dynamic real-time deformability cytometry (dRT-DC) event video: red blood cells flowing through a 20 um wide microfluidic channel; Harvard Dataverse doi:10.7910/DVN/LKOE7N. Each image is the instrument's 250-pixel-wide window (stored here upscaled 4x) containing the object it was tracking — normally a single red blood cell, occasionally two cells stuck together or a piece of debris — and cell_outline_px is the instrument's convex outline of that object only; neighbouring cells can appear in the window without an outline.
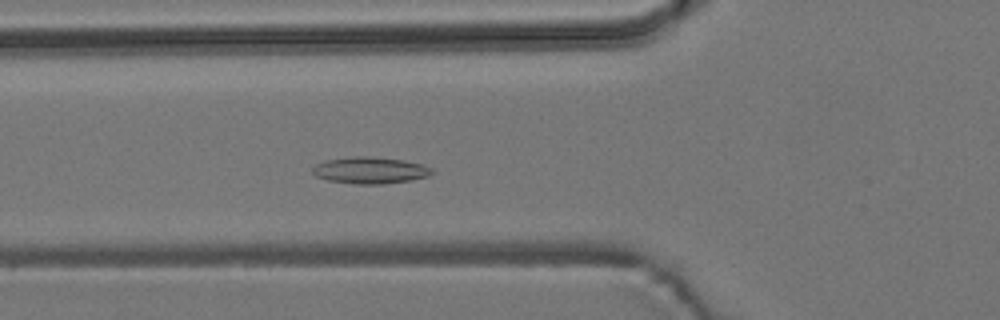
{"species": "common noctule bat (a hibernating species)", "species_latin": "Nyctalus noctula", "temperature_condition": "room temperature", "stored_images_in_passage": 50, "camera_frame_rate_fps": 3000, "um_per_image_px": 0.085, "animal": {"sex": "male", "body_mass_g": 19.2, "forearm_length_mm": 51.8}, "frame": {"image": 1, "passage_image": 14, "time_ms": 4.333, "image_size_px": [1000, 320], "cell_outline_px": [[436, 172], [428, 176], [412, 180], [384, 184], [352, 184], [328, 180], [316, 176], [312, 172], [312, 168], [316, 164], [328, 160], [352, 156], [368, 156], [404, 160], [424, 164], [432, 168]], "centroid_in_image_um": [31.51, 14.48], "position_along_channel_um": 94.3, "area_um2": 18.73}}
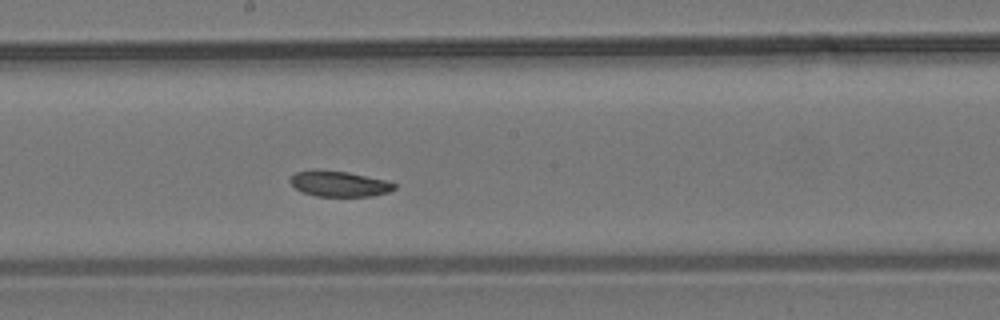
{"frame": {"image": 2, "passage_image": 24, "time_ms": 7.667, "image_size_px": [1000, 320], "cell_outline_px": [[396, 188], [388, 192], [372, 196], [316, 196], [300, 192], [288, 180], [296, 172], [316, 168], [348, 172], [388, 180], [396, 184]], "centroid_in_image_um": [28.82, 15.6], "position_along_channel_um": 219.4, "area_um2": 15.84}}
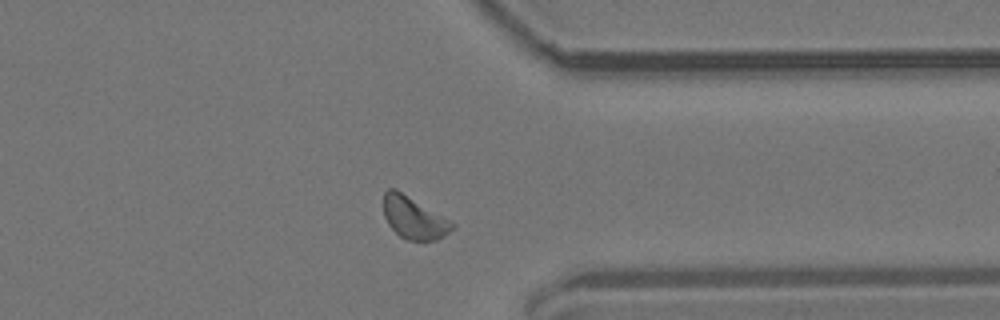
{"frame": {"image": 3, "passage_image": 37, "time_ms": 12.0, "image_size_px": [1000, 320], "cell_outline_px": [[456, 228], [444, 236], [436, 240], [408, 240], [400, 236], [388, 224], [384, 216], [384, 192], [388, 188], [396, 188], [456, 224]], "centroid_in_image_um": [35.19, 18.51], "position_along_channel_um": 376.2, "area_um2": 16.82}, "authors_computed_cell_mechanics": {"area_um2": 16.8198, "velocity_mm_per_s": 3.7448, "shape_relaxation_time_tau1_ms": 4.4802, "shape_relaxation_time_tau2_ms": null, "deformation_change_tau1": 0.0637, "deformation_change_tau2": null}}